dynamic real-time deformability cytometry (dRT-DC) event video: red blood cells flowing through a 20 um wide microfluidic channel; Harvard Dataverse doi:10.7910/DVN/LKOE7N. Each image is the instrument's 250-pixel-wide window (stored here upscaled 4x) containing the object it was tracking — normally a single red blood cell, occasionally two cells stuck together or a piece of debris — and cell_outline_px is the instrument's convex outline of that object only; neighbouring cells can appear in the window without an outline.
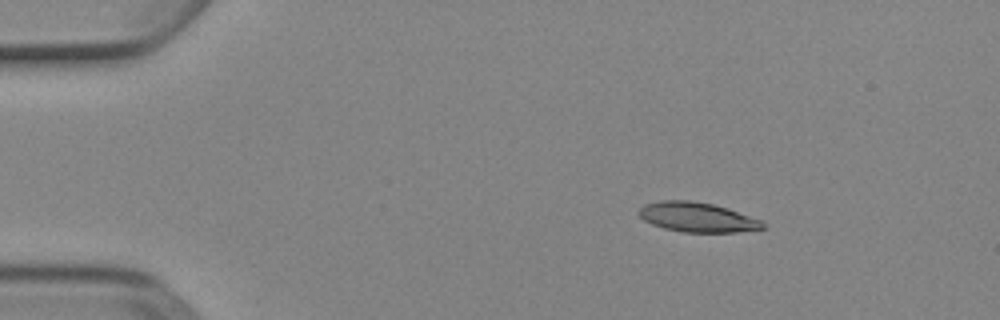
{"species": "Egyptian fruit bat (a non-hibernating species)", "species_latin": "Rousettus aegyptiacus", "temperature_condition": "cold", "stored_images_in_passage": 4, "segment_of_instrument_passage": [1, 2], "camera_frame_rate_fps": 3000, "um_per_image_px": 0.085, "animal": {"sex": "female"}, "frame": {"image": 1, "passage_image": 1, "time_ms": 0.0, "image_size_px": [1000, 320], "cell_outline_px": [[764, 228], [736, 232], [684, 232], [664, 228], [652, 224], [644, 220], [636, 212], [644, 204], [660, 200], [692, 200], [712, 204], [728, 208], [764, 220]], "centroid_in_image_um": [59.27, 18.45], "position_along_channel_um": 25.7, "area_um2": 21.56}}